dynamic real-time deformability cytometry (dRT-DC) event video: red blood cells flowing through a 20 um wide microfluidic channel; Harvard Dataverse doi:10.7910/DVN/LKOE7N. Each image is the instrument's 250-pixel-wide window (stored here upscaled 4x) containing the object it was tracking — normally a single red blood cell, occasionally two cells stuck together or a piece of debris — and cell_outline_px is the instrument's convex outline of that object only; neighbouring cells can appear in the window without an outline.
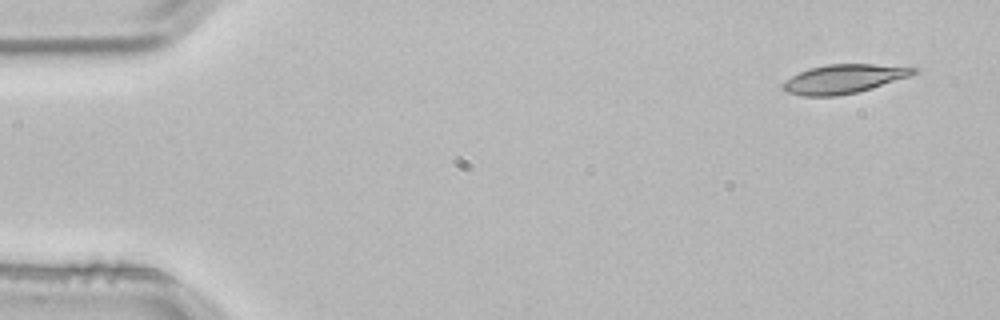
{"species": "common noctule bat (a hibernating species)", "species_latin": "Nyctalus noctula", "temperature_condition": "room temperature", "stored_images_in_passage": 3, "camera_frame_rate_fps": 3000, "um_per_image_px": 0.085, "animal": {"sex": "male", "body_mass_g": 21.5, "forearm_length_mm": 52.0}, "frame": {"image": 1, "passage_image": 1, "time_ms": 0.0, "image_size_px": [1000, 320], "cell_outline_px": [[920, 68], [916, 72], [908, 76], [872, 88], [856, 92], [836, 96], [804, 96], [788, 92], [780, 88], [780, 84], [784, 80], [808, 68], [828, 64], [872, 64]], "centroid_in_image_um": [71.66, 6.7], "position_along_channel_um": 13.3, "area_um2": 21.91}}